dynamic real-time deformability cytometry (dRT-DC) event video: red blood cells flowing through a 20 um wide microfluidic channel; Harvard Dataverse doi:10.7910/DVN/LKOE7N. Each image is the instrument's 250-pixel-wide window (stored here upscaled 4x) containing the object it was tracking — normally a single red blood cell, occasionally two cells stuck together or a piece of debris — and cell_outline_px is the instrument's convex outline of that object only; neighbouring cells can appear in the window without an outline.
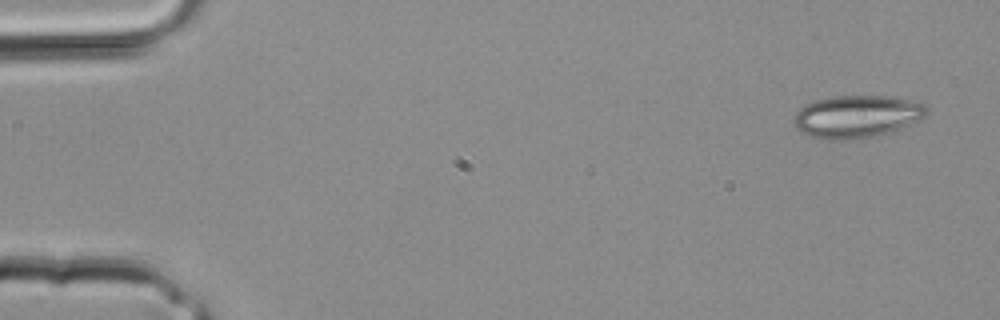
{"species": "common noctule bat (a hibernating species)", "species_latin": "Nyctalus noctula", "temperature_condition": "room temperature", "stored_images_in_passage": 3, "camera_frame_rate_fps": 3000, "um_per_image_px": 0.085, "animal": {"sex": "male", "body_mass_g": 20.4}, "frame": {"image": 1, "passage_image": 1, "time_ms": 0.0, "image_size_px": [1000, 320], "cell_outline_px": [[928, 112], [920, 120], [900, 128], [872, 136], [848, 140], [820, 140], [800, 132], [792, 124], [792, 120], [796, 112], [804, 104], [812, 100], [832, 96], [892, 96], [920, 100], [928, 108]], "centroid_in_image_um": [72.8, 9.89], "position_along_channel_um": 12.2, "area_um2": 33.52}}